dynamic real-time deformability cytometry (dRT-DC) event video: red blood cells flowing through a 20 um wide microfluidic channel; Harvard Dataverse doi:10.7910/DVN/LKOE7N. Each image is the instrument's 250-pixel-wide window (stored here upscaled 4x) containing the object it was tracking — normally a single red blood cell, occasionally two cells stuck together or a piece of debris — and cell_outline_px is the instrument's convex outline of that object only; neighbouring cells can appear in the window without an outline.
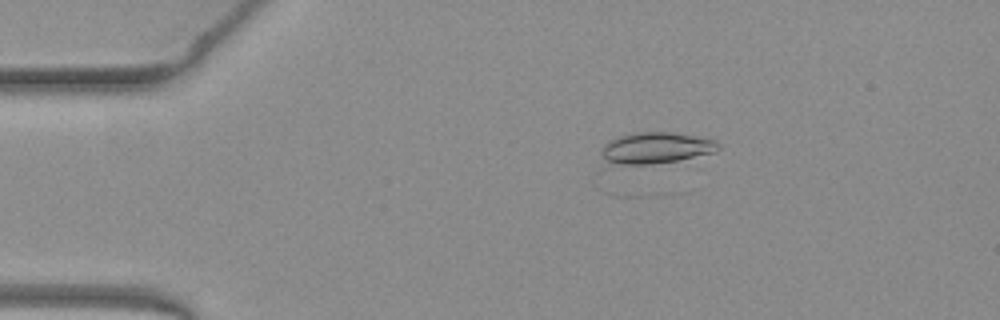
{"species": "common noctule bat (a hibernating species)", "species_latin": "Nyctalus noctula", "temperature_condition": "warm", "stored_images_in_passage": 51, "camera_frame_rate_fps": 3000, "um_per_image_px": 0.085, "animal": {"sex": "female", "body_mass_g": 19.3, "forearm_length_mm": 54.1}, "frame": {"image": 1, "passage_image": 10, "time_ms": 3.0, "image_size_px": [1000, 320], "cell_outline_px": [[720, 148], [716, 152], [676, 160], [652, 164], [604, 164], [600, 152], [604, 144], [608, 140], [632, 132], [672, 132], [712, 140], [720, 144]], "centroid_in_image_um": [55.66, 12.58], "position_along_channel_um": 29.3, "area_um2": 21.33}}